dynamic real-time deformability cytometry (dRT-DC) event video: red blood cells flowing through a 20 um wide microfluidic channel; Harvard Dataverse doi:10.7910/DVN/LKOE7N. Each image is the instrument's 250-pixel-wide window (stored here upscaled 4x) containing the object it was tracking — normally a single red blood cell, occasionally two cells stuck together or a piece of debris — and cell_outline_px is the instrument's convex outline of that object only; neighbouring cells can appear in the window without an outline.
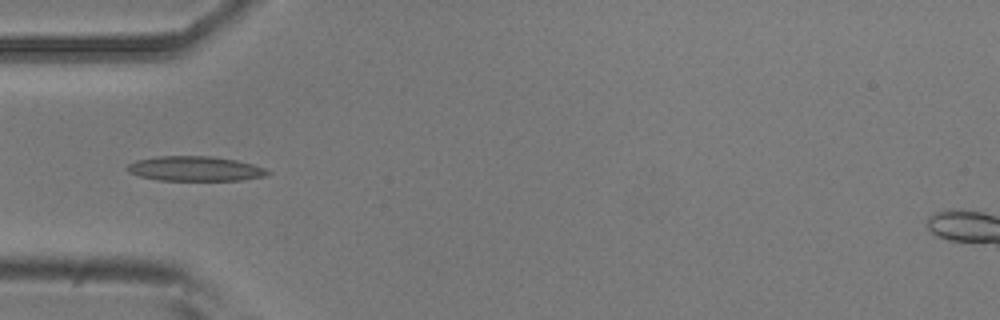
{"species": "common noctule bat (a hibernating species)", "species_latin": "Nyctalus noctula", "temperature_condition": "room temperature", "stored_images_in_passage": 7, "camera_frame_rate_fps": 3000, "um_per_image_px": 0.085, "animal": {"sex": "male", "body_mass_g": 20.5, "forearm_length_mm": 52.5}, "frame": {"image": 1, "passage_image": 5, "time_ms": 5.333, "image_size_px": [1000, 320], "cell_outline_px": [[272, 172], [264, 176], [240, 180], [160, 180], [140, 176], [128, 172], [128, 164], [136, 160], [156, 156], [212, 156], [236, 160], [252, 164], [264, 168]], "centroid_in_image_um": [16.58, 14.33], "position_along_channel_um": 68.4, "area_um2": 20.11}}
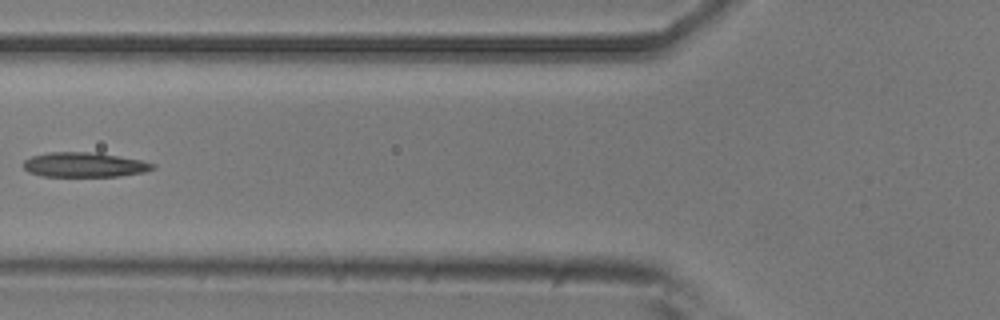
{"frame": {"image": 2, "passage_image": 6, "time_ms": 6.667, "image_size_px": [1000, 320], "cell_outline_px": [[156, 168], [144, 172], [120, 176], [40, 176], [28, 172], [24, 168], [24, 160], [32, 156], [48, 152], [96, 152], [140, 160], [156, 164]], "centroid_in_image_um": [7.17, 14.0], "position_along_channel_um": 118.6, "area_um2": 18.67}}
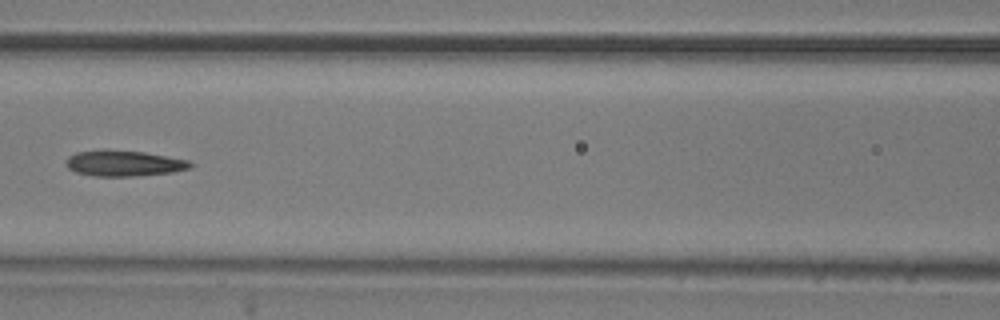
{"frame": {"image": 3, "passage_image": 7, "time_ms": 7.667, "image_size_px": [1000, 320], "cell_outline_px": [[192, 168], [172, 172], [132, 176], [96, 176], [76, 172], [68, 168], [64, 164], [68, 156], [76, 152], [104, 148], [144, 152], [188, 160], [192, 164]], "centroid_in_image_um": [10.48, 13.86], "position_along_channel_um": 156.1, "area_um2": 18.9}}